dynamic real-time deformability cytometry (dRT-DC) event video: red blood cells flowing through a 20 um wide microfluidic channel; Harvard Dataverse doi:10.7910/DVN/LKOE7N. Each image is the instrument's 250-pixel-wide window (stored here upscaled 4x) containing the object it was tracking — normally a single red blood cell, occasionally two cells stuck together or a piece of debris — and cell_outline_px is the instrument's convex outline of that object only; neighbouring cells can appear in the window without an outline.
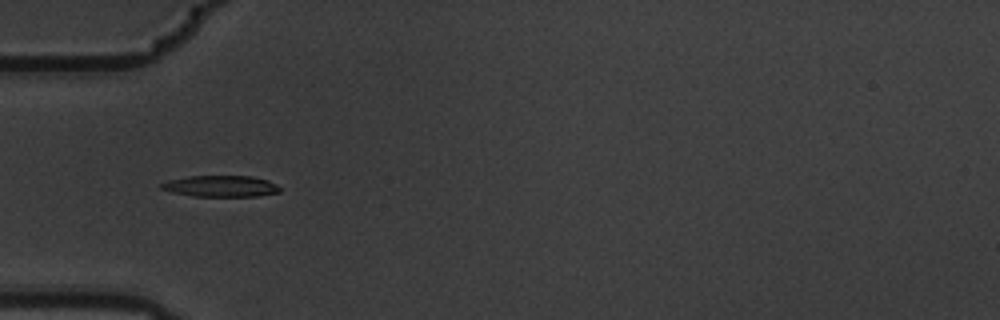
{"species": "common noctule bat (a hibernating species)", "species_latin": "Nyctalus noctula", "temperature_condition": "warm", "stored_images_in_passage": 5, "camera_frame_rate_fps": 3000, "um_per_image_px": 0.085, "animal": {"sex": "male", "body_mass_g": 19.5, "forearm_length_mm": 54.6}, "frame": {"image": 1, "passage_image": 1, "time_ms": 0.0, "image_size_px": [1000, 320], "cell_outline_px": [[280, 192], [256, 196], [192, 196], [172, 192], [160, 188], [160, 184], [168, 180], [188, 176], [252, 176], [268, 180], [276, 184], [280, 188]], "centroid_in_image_um": [18.76, 15.82], "position_along_channel_um": 66.2, "area_um2": 14.68}}
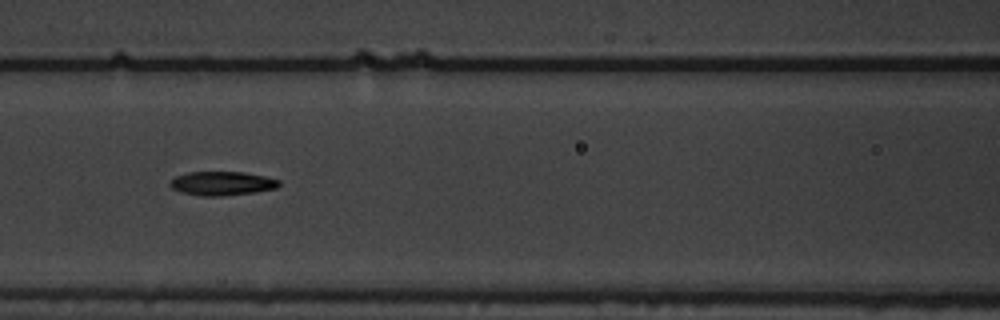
{"frame": {"image": 2, "passage_image": 3, "time_ms": 0.667, "image_size_px": [1000, 320], "cell_outline_px": [[280, 184], [276, 188], [256, 192], [220, 196], [200, 196], [180, 192], [172, 188], [168, 184], [168, 180], [176, 176], [188, 172], [244, 172], [264, 176], [280, 180]], "centroid_in_image_um": [18.83, 15.59], "position_along_channel_um": 147.8, "area_um2": 15.32}}
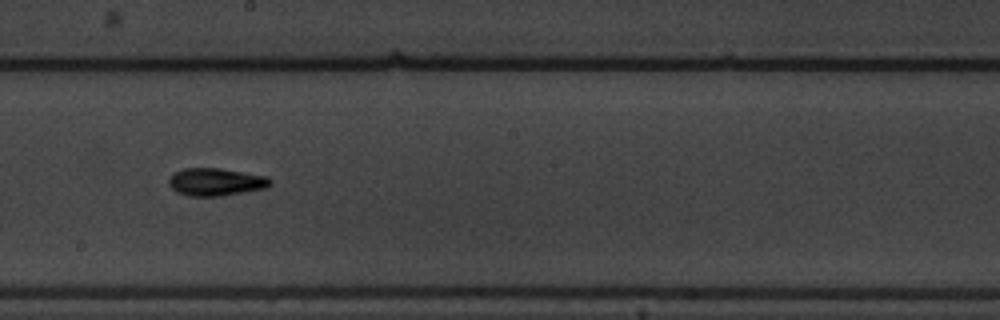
{"frame": {"image": 3, "passage_image": 5, "time_ms": 1.333, "image_size_px": [1000, 320], "cell_outline_px": [[272, 184], [268, 188], [220, 196], [188, 196], [176, 192], [168, 184], [168, 180], [176, 172], [184, 168], [220, 168], [268, 176], [272, 180]], "centroid_in_image_um": [18.39, 15.47], "position_along_channel_um": 229.8, "area_um2": 16.47}}